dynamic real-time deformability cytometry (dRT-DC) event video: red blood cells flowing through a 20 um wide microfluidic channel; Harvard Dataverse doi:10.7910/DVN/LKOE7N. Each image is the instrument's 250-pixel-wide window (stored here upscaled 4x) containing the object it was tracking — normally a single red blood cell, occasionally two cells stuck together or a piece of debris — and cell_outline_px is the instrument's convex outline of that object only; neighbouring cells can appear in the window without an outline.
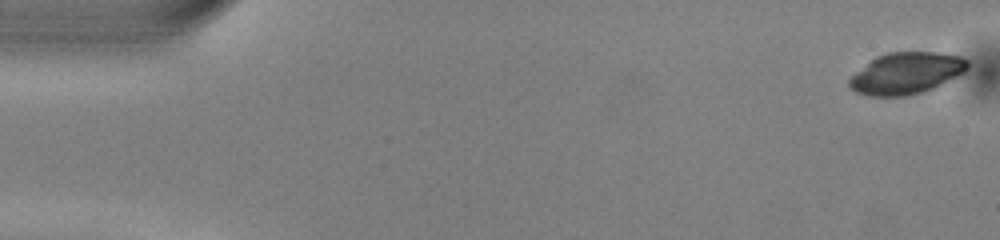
{"species": "common noctule bat (a hibernating species)", "species_latin": "Nyctalus noctula", "temperature_condition": "warm", "stored_images_in_passage": 51, "camera_frame_rate_fps": 3000, "um_per_image_px": 0.085, "animal": {"sex": "male", "body_mass_g": 13.0, "forearm_length_mm": 53.1}, "frame": {"image": 1, "passage_image": 1, "time_ms": 0.0, "image_size_px": [1000, 240], "cell_outline_px": [[968, 68], [964, 72], [924, 92], [908, 96], [868, 96], [856, 92], [848, 84], [848, 80], [856, 72], [876, 56], [888, 52], [940, 52], [960, 56], [968, 60]], "centroid_in_image_um": [77.03, 6.22], "position_along_channel_um": 8.0, "area_um2": 28.55}}
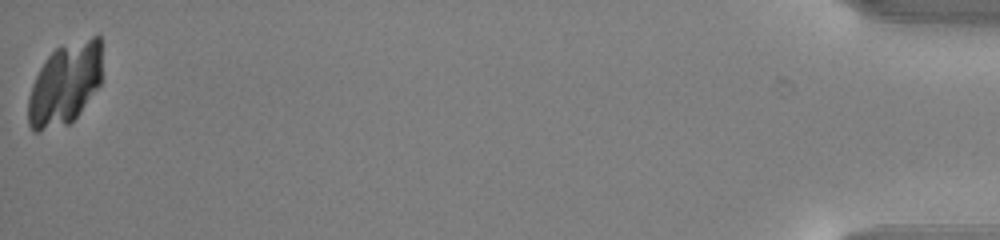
{"frame": {"image": 2, "passage_image": 51, "time_ms": 16.667, "image_size_px": [1000, 240], "cell_outline_px": [[100, 84], [76, 116], [68, 124], [40, 132], [32, 132], [28, 124], [28, 96], [32, 84], [40, 68], [48, 56], [56, 48], [92, 36], [100, 36]], "centroid_in_image_um": [5.47, 7.17], "position_along_channel_um": 429.7, "area_um2": 34.91}}